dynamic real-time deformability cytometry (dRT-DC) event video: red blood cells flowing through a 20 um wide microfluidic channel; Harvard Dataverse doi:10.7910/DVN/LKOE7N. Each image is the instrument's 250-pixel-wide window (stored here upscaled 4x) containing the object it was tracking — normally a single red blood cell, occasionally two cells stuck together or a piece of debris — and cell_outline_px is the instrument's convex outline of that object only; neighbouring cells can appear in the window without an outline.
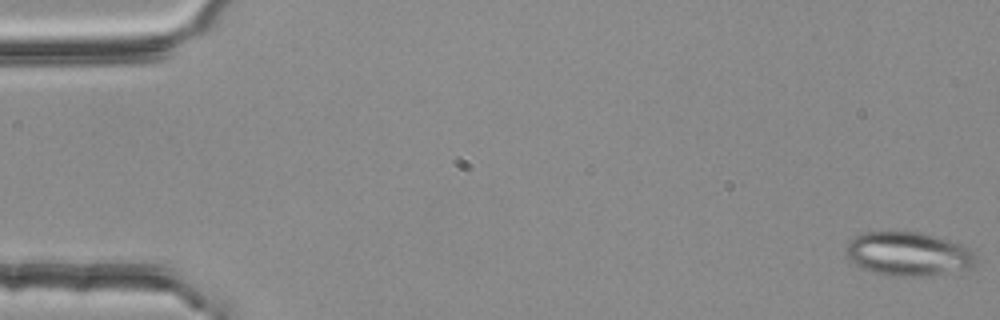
{"species": "common noctule bat (a hibernating species)", "species_latin": "Nyctalus noctula", "temperature_condition": "room temperature", "stored_images_in_passage": 53, "camera_frame_rate_fps": 3000, "um_per_image_px": 0.085, "animal": {"sex": "female", "body_mass_g": 25.1}, "frame": {"image": 1, "passage_image": 1, "time_ms": 0.0, "image_size_px": [1000, 320], "cell_outline_px": [[976, 256], [972, 264], [968, 268], [920, 276], [884, 276], [864, 268], [848, 260], [848, 244], [860, 232], [920, 232], [964, 244], [976, 252]], "centroid_in_image_um": [77.21, 21.57], "position_along_channel_um": 7.8, "area_um2": 32.77}}
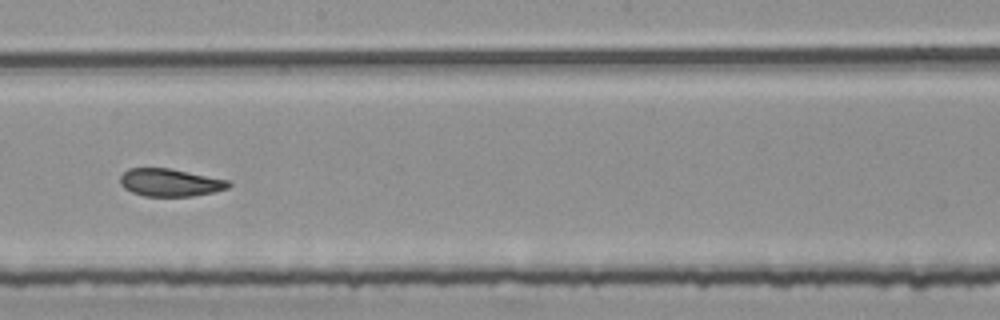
{"frame": {"image": 2, "passage_image": 31, "time_ms": 10.0, "image_size_px": [1000, 320], "cell_outline_px": [[232, 184], [228, 188], [212, 192], [192, 196], [144, 196], [132, 192], [124, 188], [120, 184], [120, 176], [128, 168], [172, 168], [228, 180]], "centroid_in_image_um": [14.44, 15.51], "position_along_channel_um": 233.8, "area_um2": 17.51}}
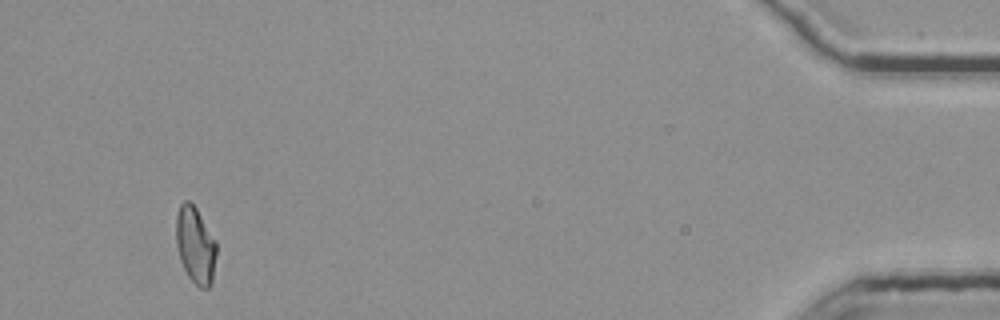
{"frame": {"image": 3, "passage_image": 52, "time_ms": 17.0, "image_size_px": [1000, 320], "cell_outline_px": [[216, 256], [212, 284], [208, 288], [200, 288], [188, 276], [180, 260], [176, 244], [176, 216], [180, 204], [184, 200], [188, 200], [196, 208], [216, 240]], "centroid_in_image_um": [16.61, 20.84], "position_along_channel_um": 418.6, "area_um2": 18.09}, "authors_computed_cell_mechanics": {"area_um2": 18.7272, "velocity_mm_per_s": 3.7688, "shape_relaxation_time_tau1_ms": null, "shape_relaxation_time_tau2_ms": 3.8564, "deformation_change_tau1": null, "deformation_change_tau2": 0.0684}}